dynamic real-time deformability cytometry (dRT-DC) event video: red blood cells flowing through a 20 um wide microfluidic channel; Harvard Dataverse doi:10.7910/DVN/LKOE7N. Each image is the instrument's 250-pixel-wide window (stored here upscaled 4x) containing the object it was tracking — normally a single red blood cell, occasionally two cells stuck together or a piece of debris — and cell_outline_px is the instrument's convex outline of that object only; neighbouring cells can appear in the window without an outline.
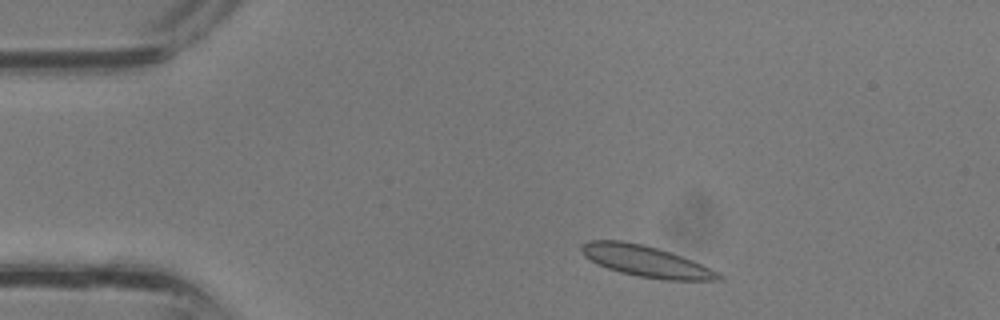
{"species": "common noctule bat (a hibernating species)", "species_latin": "Nyctalus noctula", "temperature_condition": "room temperature", "stored_images_in_passage": 33, "camera_frame_rate_fps": 3000, "um_per_image_px": 0.085, "animal": {"sex": "male", "body_mass_g": 13.3}, "frame": {"image": 1, "passage_image": 3, "time_ms": 0.667, "image_size_px": [1000, 320], "cell_outline_px": [[724, 276], [720, 280], [664, 280], [636, 276], [620, 272], [608, 268], [584, 256], [580, 248], [580, 244], [588, 240], [620, 240], [644, 244], [692, 260]], "centroid_in_image_um": [54.86, 22.2], "position_along_channel_um": 30.1, "area_um2": 24.57}}
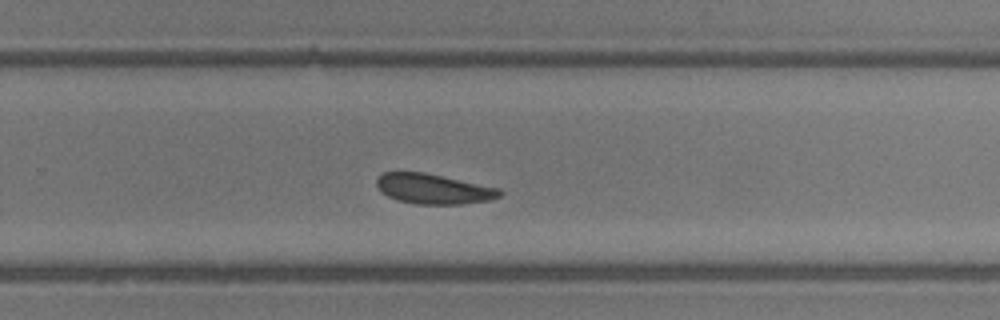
{"frame": {"image": 2, "passage_image": 20, "time_ms": 6.333, "image_size_px": [1000, 320], "cell_outline_px": [[504, 192], [500, 196], [492, 200], [464, 204], [416, 204], [400, 200], [388, 196], [376, 184], [376, 180], [384, 172], [424, 172], [500, 188]], "centroid_in_image_um": [36.92, 16.06], "position_along_channel_um": 292.9, "area_um2": 21.44}}
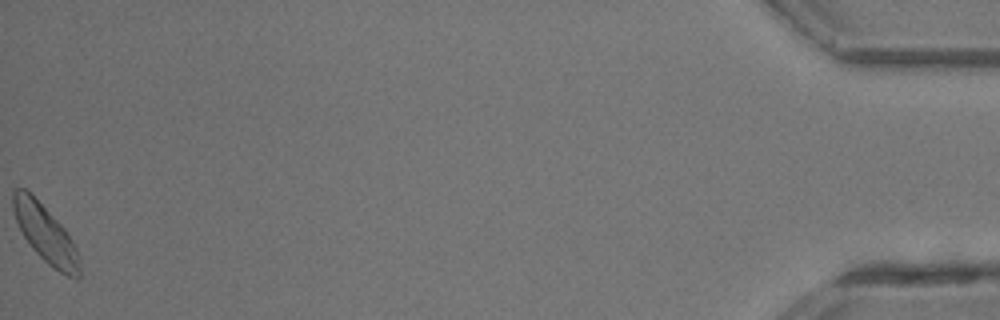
{"frame": {"image": 3, "passage_image": 33, "time_ms": 10.667, "image_size_px": [1000, 320], "cell_outline_px": [[80, 276], [68, 276], [52, 268], [32, 248], [24, 236], [16, 220], [12, 208], [12, 192], [16, 188], [24, 188], [64, 228], [76, 248], [80, 256]], "centroid_in_image_um": [3.85, 19.89], "position_along_channel_um": 431.3, "area_um2": 21.62}}